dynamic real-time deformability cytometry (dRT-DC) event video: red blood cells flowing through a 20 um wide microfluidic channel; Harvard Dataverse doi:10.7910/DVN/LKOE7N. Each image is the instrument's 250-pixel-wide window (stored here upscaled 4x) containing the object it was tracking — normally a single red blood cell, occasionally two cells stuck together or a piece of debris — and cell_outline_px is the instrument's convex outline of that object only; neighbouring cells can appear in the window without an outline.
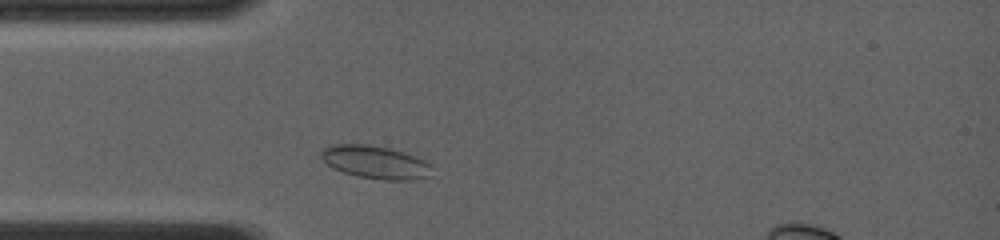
{"species": "common noctule bat (a hibernating species)", "species_latin": "Nyctalus noctula", "temperature_condition": "room temperature", "stored_images_in_passage": 42, "camera_frame_rate_fps": 4000, "um_per_image_px": 0.085, "animal": {"sex": "female", "body_mass_g": 19.0, "forearm_length_mm": 56.7}, "frame": {"image": 1, "passage_image": 5, "time_ms": 1.0, "image_size_px": [1000, 240], "cell_outline_px": [[432, 176], [416, 180], [384, 180], [356, 176], [332, 168], [320, 156], [320, 152], [324, 148], [332, 144], [368, 144], [388, 148], [404, 152], [424, 160], [432, 164]], "centroid_in_image_um": [31.94, 13.79], "position_along_channel_um": 53.1, "area_um2": 21.5}}
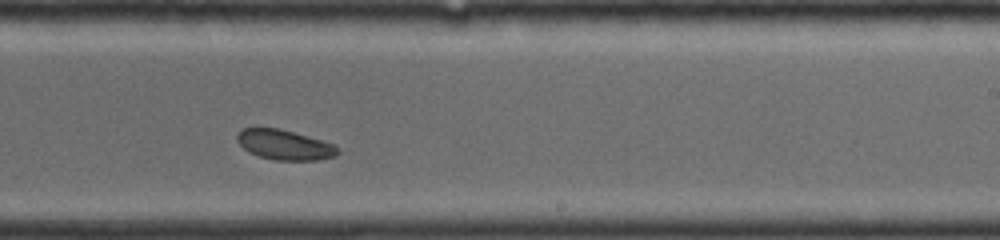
{"frame": {"image": 2, "passage_image": 26, "time_ms": 6.25, "image_size_px": [1000, 240], "cell_outline_px": [[340, 152], [336, 156], [316, 160], [272, 160], [248, 152], [236, 140], [236, 136], [244, 128], [280, 128], [320, 140], [332, 144]], "centroid_in_image_um": [24.16, 12.32], "position_along_channel_um": 264.8, "area_um2": 17.34}}
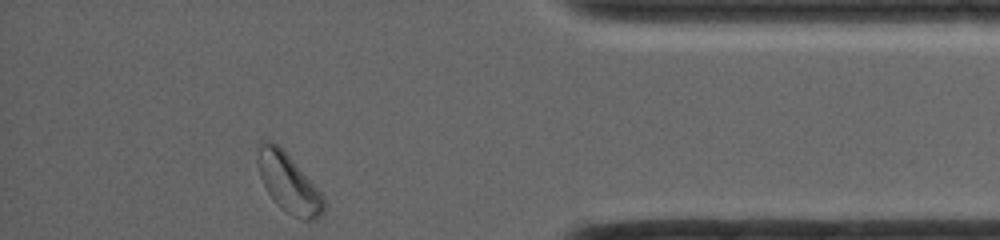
{"frame": {"image": 3, "passage_image": 42, "time_ms": 10.25, "image_size_px": [1000, 240], "cell_outline_px": [[328, 204], [324, 212], [320, 216], [312, 220], [304, 220], [292, 216], [280, 208], [272, 200], [260, 176], [256, 160], [256, 144], [260, 140], [268, 140], [276, 144], [288, 156], [324, 196]], "centroid_in_image_um": [24.5, 15.58], "position_along_channel_um": 410.7, "area_um2": 22.77}, "authors_computed_cell_mechanics": {"area_um2": 18.785, "velocity_mm_per_s": 4.1189, "shape_relaxation_time_tau1_ms": 1.8179, "shape_relaxation_time_tau2_ms": null, "deformation_change_tau1": 0.0411, "deformation_change_tau2": null}}